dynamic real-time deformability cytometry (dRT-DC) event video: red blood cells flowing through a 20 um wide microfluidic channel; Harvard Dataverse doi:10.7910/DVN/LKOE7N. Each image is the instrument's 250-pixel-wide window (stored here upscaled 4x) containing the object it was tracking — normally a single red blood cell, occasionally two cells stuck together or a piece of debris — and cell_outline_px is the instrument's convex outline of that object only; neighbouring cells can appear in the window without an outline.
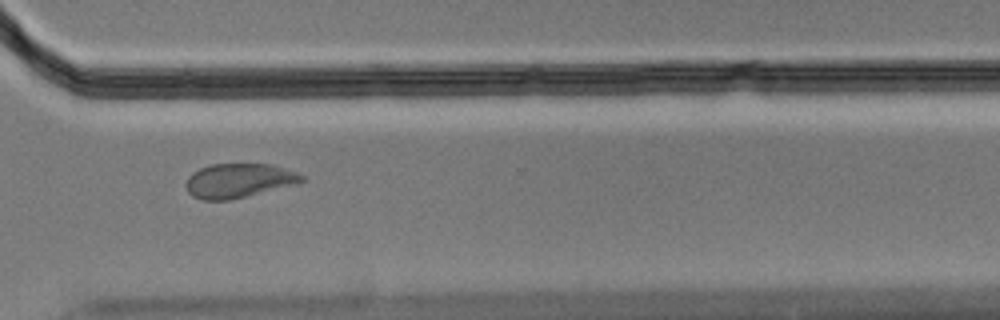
{"species": "Egyptian fruit bat (a non-hibernating species)", "species_latin": "Rousettus aegyptiacus", "temperature_condition": "cold", "stored_images_in_passage": 15, "camera_frame_rate_fps": 3000, "um_per_image_px": 0.085, "animal": {"sex": "male"}, "frame": {"image": 1, "passage_image": 11, "time_ms": 3.333, "image_size_px": [1000, 320], "cell_outline_px": [[304, 180], [296, 184], [232, 200], [204, 200], [192, 196], [188, 192], [184, 184], [188, 176], [192, 172], [200, 168], [212, 164], [272, 164], [296, 172], [304, 176]], "centroid_in_image_um": [20.26, 15.36], "position_along_channel_um": 350.3, "area_um2": 23.24}}
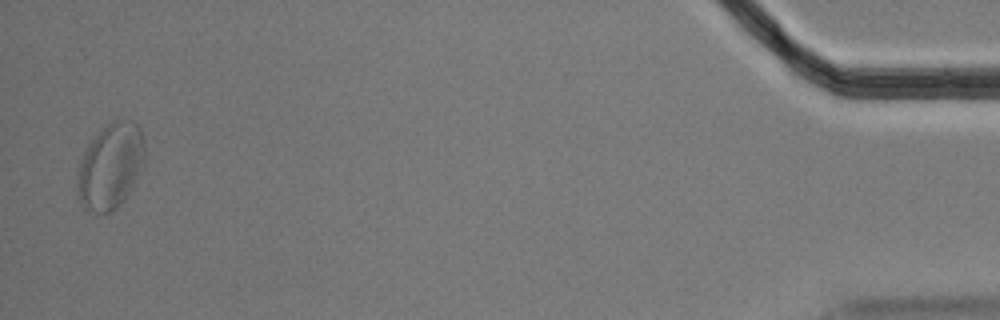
{"frame": {"image": 2, "passage_image": 15, "time_ms": 4.667, "image_size_px": [1000, 320], "cell_outline_px": [[144, 168], [132, 188], [120, 204], [112, 212], [96, 212], [84, 208], [80, 200], [76, 188], [76, 172], [84, 152], [88, 144], [112, 120], [128, 120], [136, 124], [140, 128], [144, 140]], "centroid_in_image_um": [9.4, 14.14], "position_along_channel_um": 425.8, "area_um2": 33.7}}